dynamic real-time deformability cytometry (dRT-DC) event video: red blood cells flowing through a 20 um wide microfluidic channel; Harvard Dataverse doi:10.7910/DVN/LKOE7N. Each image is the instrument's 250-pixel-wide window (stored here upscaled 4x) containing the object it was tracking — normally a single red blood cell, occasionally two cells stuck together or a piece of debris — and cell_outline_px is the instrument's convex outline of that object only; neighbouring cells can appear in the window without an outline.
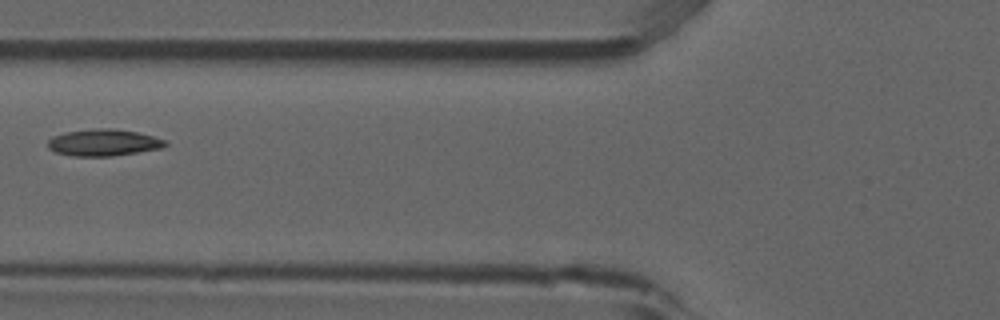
{"species": "common noctule bat (a hibernating species)", "species_latin": "Nyctalus noctula", "temperature_condition": "room temperature", "stored_images_in_passage": 6, "camera_frame_rate_fps": 3000, "um_per_image_px": 0.085, "animal": {"sex": "male", "forearm_length_mm": 52.5}, "frame": {"image": 1, "passage_image": 6, "time_ms": 1.667, "image_size_px": [1000, 320], "cell_outline_px": [[168, 144], [164, 148], [112, 156], [72, 156], [56, 152], [48, 148], [48, 140], [52, 136], [64, 132], [92, 128], [112, 128], [136, 132], [152, 136], [164, 140]], "centroid_in_image_um": [8.78, 12.11], "position_along_channel_um": 117.0, "area_um2": 18.38}}